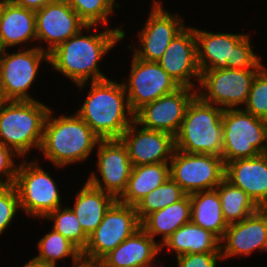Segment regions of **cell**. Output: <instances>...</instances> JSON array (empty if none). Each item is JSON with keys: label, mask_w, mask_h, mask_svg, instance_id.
Here are the masks:
<instances>
[{"label": "cell", "mask_w": 267, "mask_h": 267, "mask_svg": "<svg viewBox=\"0 0 267 267\" xmlns=\"http://www.w3.org/2000/svg\"><path fill=\"white\" fill-rule=\"evenodd\" d=\"M15 158L20 159L10 148L0 142V188L14 185L18 166Z\"/></svg>", "instance_id": "37"}, {"label": "cell", "mask_w": 267, "mask_h": 267, "mask_svg": "<svg viewBox=\"0 0 267 267\" xmlns=\"http://www.w3.org/2000/svg\"><path fill=\"white\" fill-rule=\"evenodd\" d=\"M6 48L3 46L2 40L0 38V58L5 53Z\"/></svg>", "instance_id": "44"}, {"label": "cell", "mask_w": 267, "mask_h": 267, "mask_svg": "<svg viewBox=\"0 0 267 267\" xmlns=\"http://www.w3.org/2000/svg\"><path fill=\"white\" fill-rule=\"evenodd\" d=\"M191 221L190 194L178 202L154 211L141 221V228L154 240L158 236L161 246L179 227Z\"/></svg>", "instance_id": "26"}, {"label": "cell", "mask_w": 267, "mask_h": 267, "mask_svg": "<svg viewBox=\"0 0 267 267\" xmlns=\"http://www.w3.org/2000/svg\"><path fill=\"white\" fill-rule=\"evenodd\" d=\"M225 178L247 193L259 208H267V153L227 162Z\"/></svg>", "instance_id": "20"}, {"label": "cell", "mask_w": 267, "mask_h": 267, "mask_svg": "<svg viewBox=\"0 0 267 267\" xmlns=\"http://www.w3.org/2000/svg\"><path fill=\"white\" fill-rule=\"evenodd\" d=\"M260 69H210L201 72L197 95L222 109L242 108Z\"/></svg>", "instance_id": "9"}, {"label": "cell", "mask_w": 267, "mask_h": 267, "mask_svg": "<svg viewBox=\"0 0 267 267\" xmlns=\"http://www.w3.org/2000/svg\"><path fill=\"white\" fill-rule=\"evenodd\" d=\"M9 0H0V19L2 16V12L4 10L5 4L8 2Z\"/></svg>", "instance_id": "43"}, {"label": "cell", "mask_w": 267, "mask_h": 267, "mask_svg": "<svg viewBox=\"0 0 267 267\" xmlns=\"http://www.w3.org/2000/svg\"><path fill=\"white\" fill-rule=\"evenodd\" d=\"M170 177L169 162L132 167L126 190L117 199L135 206L144 196L162 185Z\"/></svg>", "instance_id": "27"}, {"label": "cell", "mask_w": 267, "mask_h": 267, "mask_svg": "<svg viewBox=\"0 0 267 267\" xmlns=\"http://www.w3.org/2000/svg\"><path fill=\"white\" fill-rule=\"evenodd\" d=\"M0 38L6 50L17 45L19 48H28V44L37 42L35 11L9 0L0 19Z\"/></svg>", "instance_id": "23"}, {"label": "cell", "mask_w": 267, "mask_h": 267, "mask_svg": "<svg viewBox=\"0 0 267 267\" xmlns=\"http://www.w3.org/2000/svg\"><path fill=\"white\" fill-rule=\"evenodd\" d=\"M216 189L220 198L222 213L228 225L246 219L259 209L247 193L226 178Z\"/></svg>", "instance_id": "30"}, {"label": "cell", "mask_w": 267, "mask_h": 267, "mask_svg": "<svg viewBox=\"0 0 267 267\" xmlns=\"http://www.w3.org/2000/svg\"><path fill=\"white\" fill-rule=\"evenodd\" d=\"M159 267H163V265H158ZM141 267H155V266H141Z\"/></svg>", "instance_id": "45"}, {"label": "cell", "mask_w": 267, "mask_h": 267, "mask_svg": "<svg viewBox=\"0 0 267 267\" xmlns=\"http://www.w3.org/2000/svg\"><path fill=\"white\" fill-rule=\"evenodd\" d=\"M45 221L53 222L51 229L61 233L72 242L81 252L85 249L88 236L85 234L74 211L66 206H61L50 212L44 218Z\"/></svg>", "instance_id": "32"}, {"label": "cell", "mask_w": 267, "mask_h": 267, "mask_svg": "<svg viewBox=\"0 0 267 267\" xmlns=\"http://www.w3.org/2000/svg\"><path fill=\"white\" fill-rule=\"evenodd\" d=\"M222 123L224 164L267 153V120L243 108H231L224 109Z\"/></svg>", "instance_id": "7"}, {"label": "cell", "mask_w": 267, "mask_h": 267, "mask_svg": "<svg viewBox=\"0 0 267 267\" xmlns=\"http://www.w3.org/2000/svg\"><path fill=\"white\" fill-rule=\"evenodd\" d=\"M186 193L169 177L162 185L144 196L136 205L139 220L142 221L150 213L166 208L181 200Z\"/></svg>", "instance_id": "31"}, {"label": "cell", "mask_w": 267, "mask_h": 267, "mask_svg": "<svg viewBox=\"0 0 267 267\" xmlns=\"http://www.w3.org/2000/svg\"><path fill=\"white\" fill-rule=\"evenodd\" d=\"M151 4L150 14L148 13L145 25L139 30L136 38L140 44L134 47L130 44L127 48L139 59L157 62L173 38L187 25L178 13L174 14L163 8L162 1L153 0Z\"/></svg>", "instance_id": "11"}, {"label": "cell", "mask_w": 267, "mask_h": 267, "mask_svg": "<svg viewBox=\"0 0 267 267\" xmlns=\"http://www.w3.org/2000/svg\"><path fill=\"white\" fill-rule=\"evenodd\" d=\"M157 62L180 87L197 89L201 72L197 63V41L194 28L190 25L186 26L177 34Z\"/></svg>", "instance_id": "18"}, {"label": "cell", "mask_w": 267, "mask_h": 267, "mask_svg": "<svg viewBox=\"0 0 267 267\" xmlns=\"http://www.w3.org/2000/svg\"><path fill=\"white\" fill-rule=\"evenodd\" d=\"M74 196V206L70 207L77 216L81 228L91 235L102 222L106 211L117 200L110 193L95 188L87 181Z\"/></svg>", "instance_id": "24"}, {"label": "cell", "mask_w": 267, "mask_h": 267, "mask_svg": "<svg viewBox=\"0 0 267 267\" xmlns=\"http://www.w3.org/2000/svg\"><path fill=\"white\" fill-rule=\"evenodd\" d=\"M22 267H41L40 265L32 262L31 260H28L25 265H23Z\"/></svg>", "instance_id": "42"}, {"label": "cell", "mask_w": 267, "mask_h": 267, "mask_svg": "<svg viewBox=\"0 0 267 267\" xmlns=\"http://www.w3.org/2000/svg\"><path fill=\"white\" fill-rule=\"evenodd\" d=\"M117 81L107 78L76 85L81 91L90 87L76 113L100 139H120L134 121L123 83Z\"/></svg>", "instance_id": "2"}, {"label": "cell", "mask_w": 267, "mask_h": 267, "mask_svg": "<svg viewBox=\"0 0 267 267\" xmlns=\"http://www.w3.org/2000/svg\"><path fill=\"white\" fill-rule=\"evenodd\" d=\"M50 110L41 100L7 101L0 106V142L20 159L31 154L30 150L39 152Z\"/></svg>", "instance_id": "4"}, {"label": "cell", "mask_w": 267, "mask_h": 267, "mask_svg": "<svg viewBox=\"0 0 267 267\" xmlns=\"http://www.w3.org/2000/svg\"><path fill=\"white\" fill-rule=\"evenodd\" d=\"M38 254L30 260L41 267H57L58 261L66 258L75 261L82 253L81 251L61 233L51 229L38 240Z\"/></svg>", "instance_id": "29"}, {"label": "cell", "mask_w": 267, "mask_h": 267, "mask_svg": "<svg viewBox=\"0 0 267 267\" xmlns=\"http://www.w3.org/2000/svg\"><path fill=\"white\" fill-rule=\"evenodd\" d=\"M250 114L267 120V66H263L256 74L248 99L242 107Z\"/></svg>", "instance_id": "34"}, {"label": "cell", "mask_w": 267, "mask_h": 267, "mask_svg": "<svg viewBox=\"0 0 267 267\" xmlns=\"http://www.w3.org/2000/svg\"><path fill=\"white\" fill-rule=\"evenodd\" d=\"M55 112L51 108L47 115L39 153L61 170L74 163H84L93 154L100 138L76 112L58 117L53 114Z\"/></svg>", "instance_id": "3"}, {"label": "cell", "mask_w": 267, "mask_h": 267, "mask_svg": "<svg viewBox=\"0 0 267 267\" xmlns=\"http://www.w3.org/2000/svg\"><path fill=\"white\" fill-rule=\"evenodd\" d=\"M38 48L50 53L87 25L65 0H54L35 11ZM46 43V47L39 43Z\"/></svg>", "instance_id": "15"}, {"label": "cell", "mask_w": 267, "mask_h": 267, "mask_svg": "<svg viewBox=\"0 0 267 267\" xmlns=\"http://www.w3.org/2000/svg\"><path fill=\"white\" fill-rule=\"evenodd\" d=\"M96 150L99 175L93 171L86 181L118 199L126 190L133 167L127 148L121 139H100Z\"/></svg>", "instance_id": "14"}, {"label": "cell", "mask_w": 267, "mask_h": 267, "mask_svg": "<svg viewBox=\"0 0 267 267\" xmlns=\"http://www.w3.org/2000/svg\"><path fill=\"white\" fill-rule=\"evenodd\" d=\"M86 25H109V18L120 7L116 0H65ZM102 26V27H101Z\"/></svg>", "instance_id": "33"}, {"label": "cell", "mask_w": 267, "mask_h": 267, "mask_svg": "<svg viewBox=\"0 0 267 267\" xmlns=\"http://www.w3.org/2000/svg\"><path fill=\"white\" fill-rule=\"evenodd\" d=\"M267 252V208H259L246 219L229 224L220 240L223 261L249 257L254 251Z\"/></svg>", "instance_id": "17"}, {"label": "cell", "mask_w": 267, "mask_h": 267, "mask_svg": "<svg viewBox=\"0 0 267 267\" xmlns=\"http://www.w3.org/2000/svg\"><path fill=\"white\" fill-rule=\"evenodd\" d=\"M7 101L8 100L4 96V93H3V90H2V84H1V80H0V106H2L3 104H5Z\"/></svg>", "instance_id": "41"}, {"label": "cell", "mask_w": 267, "mask_h": 267, "mask_svg": "<svg viewBox=\"0 0 267 267\" xmlns=\"http://www.w3.org/2000/svg\"><path fill=\"white\" fill-rule=\"evenodd\" d=\"M170 177L186 194L215 189L225 178L222 157L174 150L169 162Z\"/></svg>", "instance_id": "10"}, {"label": "cell", "mask_w": 267, "mask_h": 267, "mask_svg": "<svg viewBox=\"0 0 267 267\" xmlns=\"http://www.w3.org/2000/svg\"><path fill=\"white\" fill-rule=\"evenodd\" d=\"M19 160L14 186L19 197L21 213L38 220L63 206L62 194L54 178L31 158ZM35 160V161H34Z\"/></svg>", "instance_id": "6"}, {"label": "cell", "mask_w": 267, "mask_h": 267, "mask_svg": "<svg viewBox=\"0 0 267 267\" xmlns=\"http://www.w3.org/2000/svg\"><path fill=\"white\" fill-rule=\"evenodd\" d=\"M197 41V63L200 72L210 69H226L231 61L232 48L245 33L211 32L193 27Z\"/></svg>", "instance_id": "22"}, {"label": "cell", "mask_w": 267, "mask_h": 267, "mask_svg": "<svg viewBox=\"0 0 267 267\" xmlns=\"http://www.w3.org/2000/svg\"><path fill=\"white\" fill-rule=\"evenodd\" d=\"M133 167L170 162L175 150L174 136L168 132L150 130L133 121L121 136Z\"/></svg>", "instance_id": "19"}, {"label": "cell", "mask_w": 267, "mask_h": 267, "mask_svg": "<svg viewBox=\"0 0 267 267\" xmlns=\"http://www.w3.org/2000/svg\"><path fill=\"white\" fill-rule=\"evenodd\" d=\"M5 53L0 58V80L4 96L8 101H34L28 92L39 77L42 63L49 64V53L36 45L18 48Z\"/></svg>", "instance_id": "8"}, {"label": "cell", "mask_w": 267, "mask_h": 267, "mask_svg": "<svg viewBox=\"0 0 267 267\" xmlns=\"http://www.w3.org/2000/svg\"><path fill=\"white\" fill-rule=\"evenodd\" d=\"M161 246L142 228L110 251L101 260L105 267L156 266Z\"/></svg>", "instance_id": "21"}, {"label": "cell", "mask_w": 267, "mask_h": 267, "mask_svg": "<svg viewBox=\"0 0 267 267\" xmlns=\"http://www.w3.org/2000/svg\"><path fill=\"white\" fill-rule=\"evenodd\" d=\"M251 36L246 35L232 48L231 61L227 64L230 69H261L264 65L261 56L253 51Z\"/></svg>", "instance_id": "35"}, {"label": "cell", "mask_w": 267, "mask_h": 267, "mask_svg": "<svg viewBox=\"0 0 267 267\" xmlns=\"http://www.w3.org/2000/svg\"><path fill=\"white\" fill-rule=\"evenodd\" d=\"M224 109L203 101L196 95L189 103L179 131L174 136L175 149L185 153L222 155Z\"/></svg>", "instance_id": "5"}, {"label": "cell", "mask_w": 267, "mask_h": 267, "mask_svg": "<svg viewBox=\"0 0 267 267\" xmlns=\"http://www.w3.org/2000/svg\"><path fill=\"white\" fill-rule=\"evenodd\" d=\"M197 95V89L180 87L143 106L134 114V121L141 127L159 130L175 136L189 103Z\"/></svg>", "instance_id": "16"}, {"label": "cell", "mask_w": 267, "mask_h": 267, "mask_svg": "<svg viewBox=\"0 0 267 267\" xmlns=\"http://www.w3.org/2000/svg\"><path fill=\"white\" fill-rule=\"evenodd\" d=\"M72 267H105L101 259H92L82 254L72 262Z\"/></svg>", "instance_id": "39"}, {"label": "cell", "mask_w": 267, "mask_h": 267, "mask_svg": "<svg viewBox=\"0 0 267 267\" xmlns=\"http://www.w3.org/2000/svg\"><path fill=\"white\" fill-rule=\"evenodd\" d=\"M190 203L191 221L221 240L228 224L222 213L217 189L191 193Z\"/></svg>", "instance_id": "28"}, {"label": "cell", "mask_w": 267, "mask_h": 267, "mask_svg": "<svg viewBox=\"0 0 267 267\" xmlns=\"http://www.w3.org/2000/svg\"><path fill=\"white\" fill-rule=\"evenodd\" d=\"M12 3L33 10L37 11L40 8H42L45 4L48 2L54 1V0H10Z\"/></svg>", "instance_id": "40"}, {"label": "cell", "mask_w": 267, "mask_h": 267, "mask_svg": "<svg viewBox=\"0 0 267 267\" xmlns=\"http://www.w3.org/2000/svg\"><path fill=\"white\" fill-rule=\"evenodd\" d=\"M97 27L87 25L50 52L49 65L52 70L61 73L75 85L109 78L101 72V61L127 36L122 26L105 27L101 32H98ZM92 29L96 33H91ZM85 31L88 35H84Z\"/></svg>", "instance_id": "1"}, {"label": "cell", "mask_w": 267, "mask_h": 267, "mask_svg": "<svg viewBox=\"0 0 267 267\" xmlns=\"http://www.w3.org/2000/svg\"><path fill=\"white\" fill-rule=\"evenodd\" d=\"M131 58L130 73L122 83L134 114L143 106L180 88L158 62L142 60L134 55Z\"/></svg>", "instance_id": "13"}, {"label": "cell", "mask_w": 267, "mask_h": 267, "mask_svg": "<svg viewBox=\"0 0 267 267\" xmlns=\"http://www.w3.org/2000/svg\"><path fill=\"white\" fill-rule=\"evenodd\" d=\"M141 228L135 206L126 205L116 200L106 211L102 222L88 236L83 256L102 259L124 240Z\"/></svg>", "instance_id": "12"}, {"label": "cell", "mask_w": 267, "mask_h": 267, "mask_svg": "<svg viewBox=\"0 0 267 267\" xmlns=\"http://www.w3.org/2000/svg\"><path fill=\"white\" fill-rule=\"evenodd\" d=\"M164 248L174 252L175 257L194 253H220V240L190 221L179 227L161 245V252L167 254Z\"/></svg>", "instance_id": "25"}, {"label": "cell", "mask_w": 267, "mask_h": 267, "mask_svg": "<svg viewBox=\"0 0 267 267\" xmlns=\"http://www.w3.org/2000/svg\"><path fill=\"white\" fill-rule=\"evenodd\" d=\"M177 267H217L221 253H194L176 257Z\"/></svg>", "instance_id": "38"}, {"label": "cell", "mask_w": 267, "mask_h": 267, "mask_svg": "<svg viewBox=\"0 0 267 267\" xmlns=\"http://www.w3.org/2000/svg\"><path fill=\"white\" fill-rule=\"evenodd\" d=\"M18 211L21 210L15 186L0 188V236L7 232Z\"/></svg>", "instance_id": "36"}]
</instances>
